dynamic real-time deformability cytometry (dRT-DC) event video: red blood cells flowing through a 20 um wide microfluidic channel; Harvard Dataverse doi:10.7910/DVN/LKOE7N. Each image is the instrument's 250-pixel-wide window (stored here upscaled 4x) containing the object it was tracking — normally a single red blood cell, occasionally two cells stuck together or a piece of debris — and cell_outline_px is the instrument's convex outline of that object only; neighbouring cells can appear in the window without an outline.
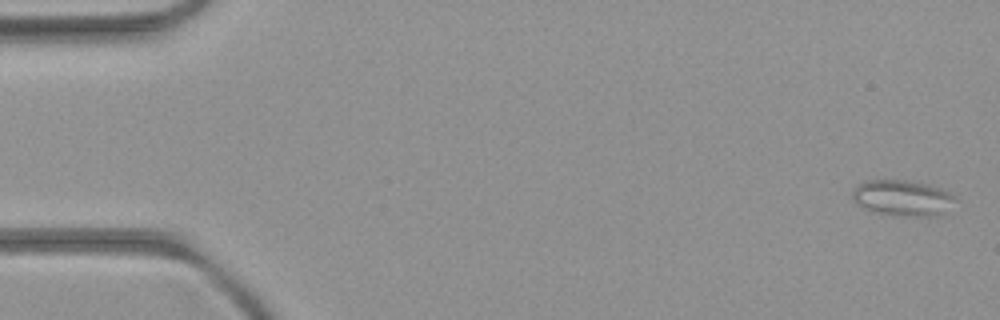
{"species": "common noctule bat (a hibernating species)", "species_latin": "Nyctalus noctula", "temperature_condition": "room temperature", "stored_images_in_passage": 6, "camera_frame_rate_fps": 3000, "um_per_image_px": 0.085, "animal": {"sex": "female", "body_mass_g": 21.9}, "frame": {"image": 1, "passage_image": 1, "time_ms": 0.0, "image_size_px": [1000, 320], "cell_outline_px": [[960, 200], [936, 216], [908, 216], [872, 212], [864, 208], [852, 196], [852, 192], [860, 184], [868, 180], [904, 180], [924, 184], [940, 188], [956, 196]], "centroid_in_image_um": [76.77, 16.83], "position_along_channel_um": 8.2, "area_um2": 21.15}}
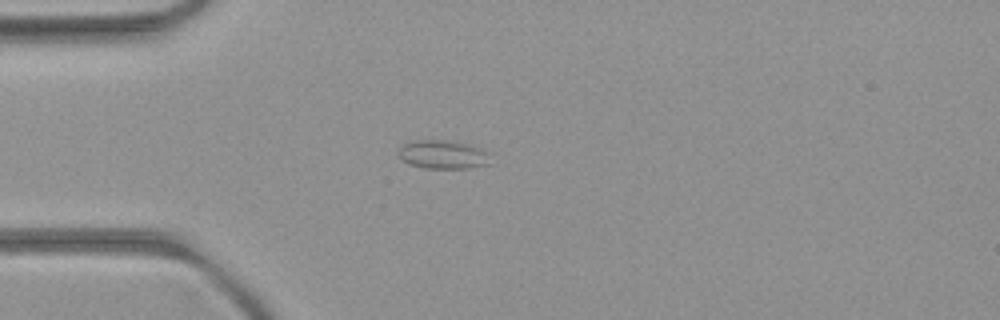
{"frame": {"image": 2, "passage_image": 4, "time_ms": 4.333, "image_size_px": [1000, 320], "cell_outline_px": [[492, 164], [468, 168], [424, 168], [408, 164], [400, 156], [400, 148], [404, 144], [412, 140], [456, 140], [480, 148], [488, 152]], "centroid_in_image_um": [37.71, 13.13], "position_along_channel_um": 47.3, "area_um2": 15.49}}
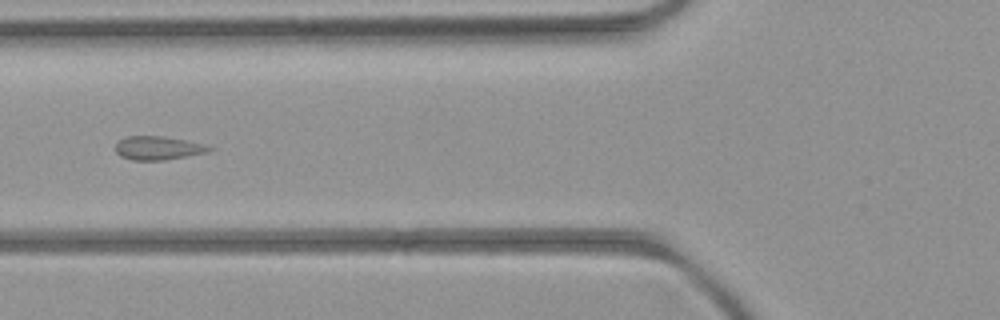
{"frame": {"image": 3, "passage_image": 6, "time_ms": 6.333, "image_size_px": [1000, 320], "cell_outline_px": [[216, 148], [208, 152], [164, 160], [132, 160], [120, 156], [116, 152], [116, 144], [120, 140], [128, 136], [160, 136], [208, 144]], "centroid_in_image_um": [13.48, 12.58], "position_along_channel_um": 112.3, "area_um2": 12.89}}